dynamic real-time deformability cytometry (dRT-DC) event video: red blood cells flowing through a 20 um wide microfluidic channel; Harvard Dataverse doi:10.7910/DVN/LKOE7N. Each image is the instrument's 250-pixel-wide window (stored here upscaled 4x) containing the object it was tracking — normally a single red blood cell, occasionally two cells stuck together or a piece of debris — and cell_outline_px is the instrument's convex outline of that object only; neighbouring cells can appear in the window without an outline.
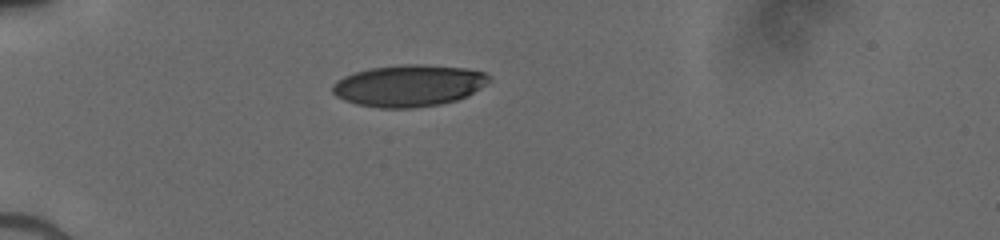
{"species": "human", "species_latin": "Homo sapiens", "temperature_condition": "cold", "stored_images_in_passage": 36, "camera_frame_rate_fps": 3000, "um_per_image_px": 0.085, "donor": {"sex": "male"}, "frame": {"image": 1, "passage_image": 1, "time_ms": 0.0, "image_size_px": [1000, 240], "cell_outline_px": [[492, 80], [488, 84], [456, 100], [440, 104], [412, 108], [380, 108], [356, 104], [344, 100], [336, 96], [332, 92], [332, 84], [336, 80], [344, 76], [356, 72], [372, 68], [404, 64], [420, 64], [464, 68], [484, 72], [492, 76]], "centroid_in_image_um": [34.75, 7.28], "position_along_channel_um": 50.3, "area_um2": 38.03}}
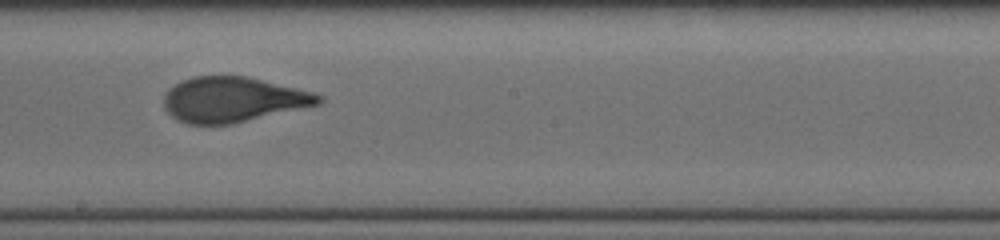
{"frame": {"image": 2, "passage_image": 16, "time_ms": 5.0, "image_size_px": [1000, 240], "cell_outline_px": [[324, 100], [320, 104], [232, 124], [188, 124], [172, 116], [164, 108], [164, 96], [168, 88], [180, 80], [192, 76], [244, 76], [312, 92], [324, 96]], "centroid_in_image_um": [19.77, 8.46], "position_along_channel_um": 228.4, "area_um2": 40.52}}
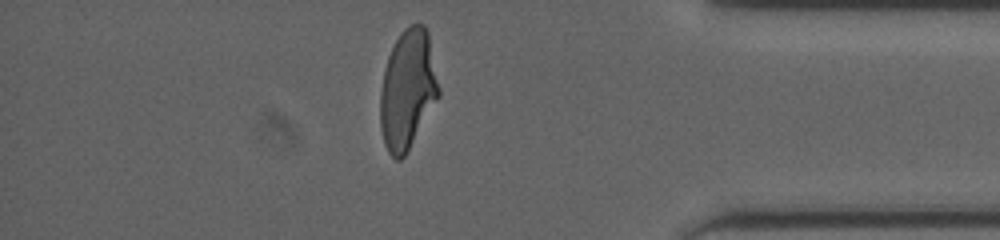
{"frame": {"image": 3, "passage_image": 30, "time_ms": 9.667, "image_size_px": [1000, 240], "cell_outline_px": [[440, 96], [404, 156], [400, 160], [396, 160], [388, 152], [384, 144], [380, 128], [380, 92], [384, 68], [388, 56], [400, 32], [408, 24], [424, 24], [428, 32], [440, 88]], "centroid_in_image_um": [34.65, 7.6], "position_along_channel_um": 400.6, "area_um2": 40.86}}